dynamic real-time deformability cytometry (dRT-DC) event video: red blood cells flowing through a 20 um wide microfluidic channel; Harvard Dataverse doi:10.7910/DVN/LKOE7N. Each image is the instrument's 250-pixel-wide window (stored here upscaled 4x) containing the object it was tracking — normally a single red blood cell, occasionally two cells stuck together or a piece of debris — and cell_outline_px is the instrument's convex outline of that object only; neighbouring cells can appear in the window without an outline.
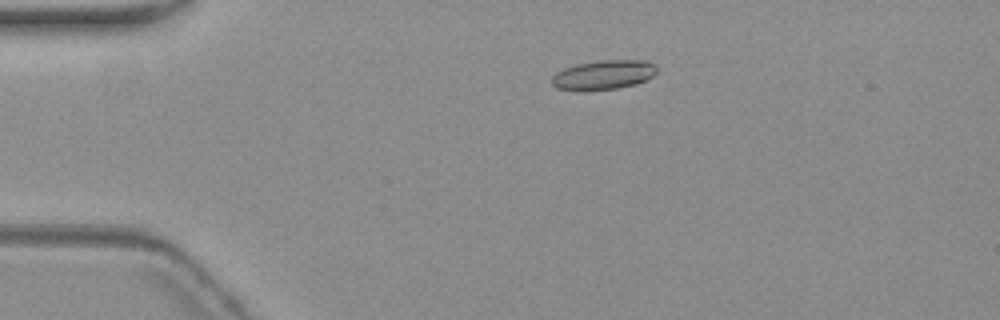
{"species": "common noctule bat (a hibernating species)", "species_latin": "Nyctalus noctula", "temperature_condition": "warm", "stored_images_in_passage": 6, "camera_frame_rate_fps": 3000, "um_per_image_px": 0.085, "animal": {"sex": "female", "body_mass_g": 19.3, "forearm_length_mm": 54.1}, "frame": {"image": 1, "passage_image": 1, "time_ms": 0.0, "image_size_px": [1000, 320], "cell_outline_px": [[656, 72], [652, 76], [636, 84], [616, 88], [580, 92], [556, 88], [552, 84], [552, 76], [556, 72], [564, 68], [576, 64], [600, 60], [648, 60], [656, 64]], "centroid_in_image_um": [51.27, 6.37], "position_along_channel_um": 33.7, "area_um2": 18.26}}
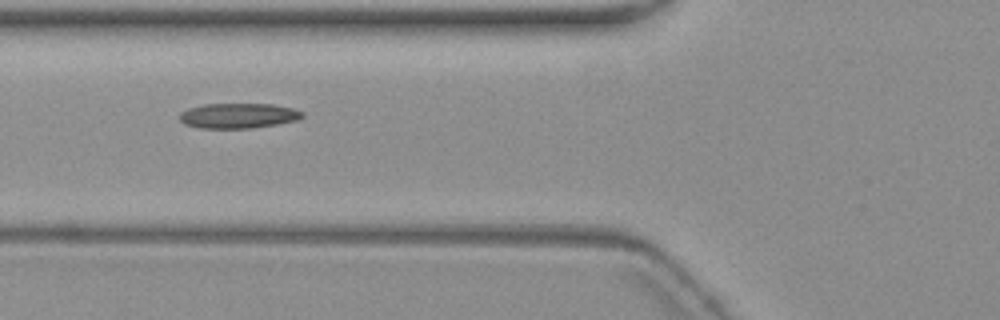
{"frame": {"image": 2, "passage_image": 3, "time_ms": 3.333, "image_size_px": [1000, 320], "cell_outline_px": [[304, 116], [296, 120], [276, 124], [252, 128], [200, 128], [184, 124], [180, 120], [180, 112], [188, 108], [204, 104], [272, 104], [292, 108], [304, 112]], "centroid_in_image_um": [20.24, 9.83], "position_along_channel_um": 105.6, "area_um2": 17.92}}
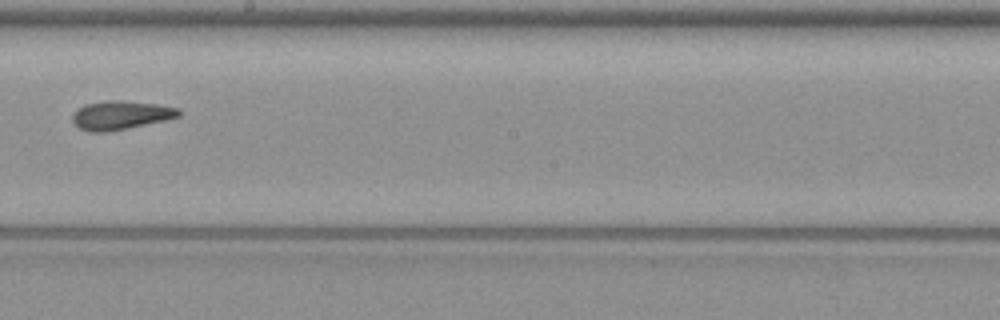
{"frame": {"image": 3, "passage_image": 6, "time_ms": 7.0, "image_size_px": [1000, 320], "cell_outline_px": [[180, 116], [164, 120], [108, 132], [88, 132], [80, 128], [72, 120], [72, 116], [76, 108], [84, 104], [108, 100], [124, 100], [156, 104], [180, 108]], "centroid_in_image_um": [10.23, 9.78], "position_along_channel_um": 238.0, "area_um2": 17.8}}